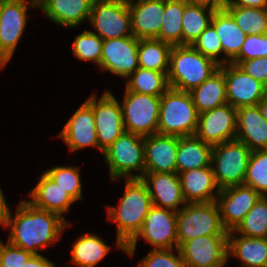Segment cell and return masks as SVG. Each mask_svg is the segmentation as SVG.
Wrapping results in <instances>:
<instances>
[{"label":"cell","instance_id":"obj_48","mask_svg":"<svg viewBox=\"0 0 267 267\" xmlns=\"http://www.w3.org/2000/svg\"><path fill=\"white\" fill-rule=\"evenodd\" d=\"M9 209L6 199L4 197V194L2 190L0 189V219L3 217L5 212Z\"/></svg>","mask_w":267,"mask_h":267},{"label":"cell","instance_id":"obj_19","mask_svg":"<svg viewBox=\"0 0 267 267\" xmlns=\"http://www.w3.org/2000/svg\"><path fill=\"white\" fill-rule=\"evenodd\" d=\"M178 136L152 134L144 136L145 172H176Z\"/></svg>","mask_w":267,"mask_h":267},{"label":"cell","instance_id":"obj_47","mask_svg":"<svg viewBox=\"0 0 267 267\" xmlns=\"http://www.w3.org/2000/svg\"><path fill=\"white\" fill-rule=\"evenodd\" d=\"M23 267H56L54 263L49 261L43 255H32Z\"/></svg>","mask_w":267,"mask_h":267},{"label":"cell","instance_id":"obj_44","mask_svg":"<svg viewBox=\"0 0 267 267\" xmlns=\"http://www.w3.org/2000/svg\"><path fill=\"white\" fill-rule=\"evenodd\" d=\"M238 66L249 76L267 87V57L242 61Z\"/></svg>","mask_w":267,"mask_h":267},{"label":"cell","instance_id":"obj_25","mask_svg":"<svg viewBox=\"0 0 267 267\" xmlns=\"http://www.w3.org/2000/svg\"><path fill=\"white\" fill-rule=\"evenodd\" d=\"M37 185L29 192L32 200H27L37 208L54 212L64 218L63 213L75 200L45 173L38 179Z\"/></svg>","mask_w":267,"mask_h":267},{"label":"cell","instance_id":"obj_31","mask_svg":"<svg viewBox=\"0 0 267 267\" xmlns=\"http://www.w3.org/2000/svg\"><path fill=\"white\" fill-rule=\"evenodd\" d=\"M110 247L95 234L79 237L72 247V262L79 267H95L109 252Z\"/></svg>","mask_w":267,"mask_h":267},{"label":"cell","instance_id":"obj_12","mask_svg":"<svg viewBox=\"0 0 267 267\" xmlns=\"http://www.w3.org/2000/svg\"><path fill=\"white\" fill-rule=\"evenodd\" d=\"M181 258L188 267H225L228 261V235H206L178 243Z\"/></svg>","mask_w":267,"mask_h":267},{"label":"cell","instance_id":"obj_15","mask_svg":"<svg viewBox=\"0 0 267 267\" xmlns=\"http://www.w3.org/2000/svg\"><path fill=\"white\" fill-rule=\"evenodd\" d=\"M224 73L227 102L238 109L254 106L267 94V87L231 62L219 66Z\"/></svg>","mask_w":267,"mask_h":267},{"label":"cell","instance_id":"obj_46","mask_svg":"<svg viewBox=\"0 0 267 267\" xmlns=\"http://www.w3.org/2000/svg\"><path fill=\"white\" fill-rule=\"evenodd\" d=\"M188 3L220 11L225 8V0H186Z\"/></svg>","mask_w":267,"mask_h":267},{"label":"cell","instance_id":"obj_35","mask_svg":"<svg viewBox=\"0 0 267 267\" xmlns=\"http://www.w3.org/2000/svg\"><path fill=\"white\" fill-rule=\"evenodd\" d=\"M228 234L267 238V196H260L244 219Z\"/></svg>","mask_w":267,"mask_h":267},{"label":"cell","instance_id":"obj_16","mask_svg":"<svg viewBox=\"0 0 267 267\" xmlns=\"http://www.w3.org/2000/svg\"><path fill=\"white\" fill-rule=\"evenodd\" d=\"M138 46L135 36L103 40L99 67L127 79L139 68Z\"/></svg>","mask_w":267,"mask_h":267},{"label":"cell","instance_id":"obj_41","mask_svg":"<svg viewBox=\"0 0 267 267\" xmlns=\"http://www.w3.org/2000/svg\"><path fill=\"white\" fill-rule=\"evenodd\" d=\"M173 251H177V255ZM138 267H188L181 258L178 248L173 249H151V251L140 261Z\"/></svg>","mask_w":267,"mask_h":267},{"label":"cell","instance_id":"obj_49","mask_svg":"<svg viewBox=\"0 0 267 267\" xmlns=\"http://www.w3.org/2000/svg\"><path fill=\"white\" fill-rule=\"evenodd\" d=\"M258 106L262 112L264 119L267 121V94L263 99L258 103Z\"/></svg>","mask_w":267,"mask_h":267},{"label":"cell","instance_id":"obj_7","mask_svg":"<svg viewBox=\"0 0 267 267\" xmlns=\"http://www.w3.org/2000/svg\"><path fill=\"white\" fill-rule=\"evenodd\" d=\"M250 155V148L237 139L212 146L211 166L220 190L244 183Z\"/></svg>","mask_w":267,"mask_h":267},{"label":"cell","instance_id":"obj_36","mask_svg":"<svg viewBox=\"0 0 267 267\" xmlns=\"http://www.w3.org/2000/svg\"><path fill=\"white\" fill-rule=\"evenodd\" d=\"M224 9L245 34L267 33V8L225 7Z\"/></svg>","mask_w":267,"mask_h":267},{"label":"cell","instance_id":"obj_28","mask_svg":"<svg viewBox=\"0 0 267 267\" xmlns=\"http://www.w3.org/2000/svg\"><path fill=\"white\" fill-rule=\"evenodd\" d=\"M211 24L214 26L222 43V50L226 55L227 64L239 54L247 34L241 30L225 9L214 12Z\"/></svg>","mask_w":267,"mask_h":267},{"label":"cell","instance_id":"obj_45","mask_svg":"<svg viewBox=\"0 0 267 267\" xmlns=\"http://www.w3.org/2000/svg\"><path fill=\"white\" fill-rule=\"evenodd\" d=\"M225 7L267 8V0H225Z\"/></svg>","mask_w":267,"mask_h":267},{"label":"cell","instance_id":"obj_21","mask_svg":"<svg viewBox=\"0 0 267 267\" xmlns=\"http://www.w3.org/2000/svg\"><path fill=\"white\" fill-rule=\"evenodd\" d=\"M146 183L154 206L178 212L179 206L187 204L184 199L179 175L174 173L145 172Z\"/></svg>","mask_w":267,"mask_h":267},{"label":"cell","instance_id":"obj_30","mask_svg":"<svg viewBox=\"0 0 267 267\" xmlns=\"http://www.w3.org/2000/svg\"><path fill=\"white\" fill-rule=\"evenodd\" d=\"M172 47L171 44L158 39H139V67L168 75Z\"/></svg>","mask_w":267,"mask_h":267},{"label":"cell","instance_id":"obj_37","mask_svg":"<svg viewBox=\"0 0 267 267\" xmlns=\"http://www.w3.org/2000/svg\"><path fill=\"white\" fill-rule=\"evenodd\" d=\"M243 184L267 196V149L251 151Z\"/></svg>","mask_w":267,"mask_h":267},{"label":"cell","instance_id":"obj_27","mask_svg":"<svg viewBox=\"0 0 267 267\" xmlns=\"http://www.w3.org/2000/svg\"><path fill=\"white\" fill-rule=\"evenodd\" d=\"M228 258L236 256L240 267H267V238H253L228 234Z\"/></svg>","mask_w":267,"mask_h":267},{"label":"cell","instance_id":"obj_10","mask_svg":"<svg viewBox=\"0 0 267 267\" xmlns=\"http://www.w3.org/2000/svg\"><path fill=\"white\" fill-rule=\"evenodd\" d=\"M89 20L103 40L133 36L128 0H94Z\"/></svg>","mask_w":267,"mask_h":267},{"label":"cell","instance_id":"obj_39","mask_svg":"<svg viewBox=\"0 0 267 267\" xmlns=\"http://www.w3.org/2000/svg\"><path fill=\"white\" fill-rule=\"evenodd\" d=\"M79 168L75 166H55L44 173L65 190L75 201L82 199Z\"/></svg>","mask_w":267,"mask_h":267},{"label":"cell","instance_id":"obj_17","mask_svg":"<svg viewBox=\"0 0 267 267\" xmlns=\"http://www.w3.org/2000/svg\"><path fill=\"white\" fill-rule=\"evenodd\" d=\"M259 198L252 187L244 184L221 189L216 201L223 227L227 231L234 230Z\"/></svg>","mask_w":267,"mask_h":267},{"label":"cell","instance_id":"obj_4","mask_svg":"<svg viewBox=\"0 0 267 267\" xmlns=\"http://www.w3.org/2000/svg\"><path fill=\"white\" fill-rule=\"evenodd\" d=\"M198 118L190 92L170 87L160 98L157 133L178 137L194 135Z\"/></svg>","mask_w":267,"mask_h":267},{"label":"cell","instance_id":"obj_5","mask_svg":"<svg viewBox=\"0 0 267 267\" xmlns=\"http://www.w3.org/2000/svg\"><path fill=\"white\" fill-rule=\"evenodd\" d=\"M112 181L120 177L142 178L145 174L144 136L124 132L103 151ZM133 171H140L138 175Z\"/></svg>","mask_w":267,"mask_h":267},{"label":"cell","instance_id":"obj_9","mask_svg":"<svg viewBox=\"0 0 267 267\" xmlns=\"http://www.w3.org/2000/svg\"><path fill=\"white\" fill-rule=\"evenodd\" d=\"M160 98L161 96L135 93L125 88L121 104L125 131L141 136L156 134Z\"/></svg>","mask_w":267,"mask_h":267},{"label":"cell","instance_id":"obj_24","mask_svg":"<svg viewBox=\"0 0 267 267\" xmlns=\"http://www.w3.org/2000/svg\"><path fill=\"white\" fill-rule=\"evenodd\" d=\"M94 0H38V7L55 24L76 27L90 17Z\"/></svg>","mask_w":267,"mask_h":267},{"label":"cell","instance_id":"obj_33","mask_svg":"<svg viewBox=\"0 0 267 267\" xmlns=\"http://www.w3.org/2000/svg\"><path fill=\"white\" fill-rule=\"evenodd\" d=\"M214 12L209 8L193 5L185 0L182 18V45L193 44L211 23Z\"/></svg>","mask_w":267,"mask_h":267},{"label":"cell","instance_id":"obj_29","mask_svg":"<svg viewBox=\"0 0 267 267\" xmlns=\"http://www.w3.org/2000/svg\"><path fill=\"white\" fill-rule=\"evenodd\" d=\"M190 94L199 114L228 103L223 71L219 68Z\"/></svg>","mask_w":267,"mask_h":267},{"label":"cell","instance_id":"obj_23","mask_svg":"<svg viewBox=\"0 0 267 267\" xmlns=\"http://www.w3.org/2000/svg\"><path fill=\"white\" fill-rule=\"evenodd\" d=\"M178 175L187 203H208L217 200L220 189L216 183L212 166L184 171ZM215 189L217 193L213 195Z\"/></svg>","mask_w":267,"mask_h":267},{"label":"cell","instance_id":"obj_2","mask_svg":"<svg viewBox=\"0 0 267 267\" xmlns=\"http://www.w3.org/2000/svg\"><path fill=\"white\" fill-rule=\"evenodd\" d=\"M125 190L117 207H108V219L117 224V246H125L140 231L148 211L153 206L148 187L142 178L125 179Z\"/></svg>","mask_w":267,"mask_h":267},{"label":"cell","instance_id":"obj_42","mask_svg":"<svg viewBox=\"0 0 267 267\" xmlns=\"http://www.w3.org/2000/svg\"><path fill=\"white\" fill-rule=\"evenodd\" d=\"M267 57V33L247 35L239 54L231 61L238 65L242 61Z\"/></svg>","mask_w":267,"mask_h":267},{"label":"cell","instance_id":"obj_22","mask_svg":"<svg viewBox=\"0 0 267 267\" xmlns=\"http://www.w3.org/2000/svg\"><path fill=\"white\" fill-rule=\"evenodd\" d=\"M236 139L251 151L267 149V121L258 105L237 109Z\"/></svg>","mask_w":267,"mask_h":267},{"label":"cell","instance_id":"obj_40","mask_svg":"<svg viewBox=\"0 0 267 267\" xmlns=\"http://www.w3.org/2000/svg\"><path fill=\"white\" fill-rule=\"evenodd\" d=\"M191 46L205 57L212 59L219 66L226 64V57L218 59L219 55L223 54L222 43L211 23Z\"/></svg>","mask_w":267,"mask_h":267},{"label":"cell","instance_id":"obj_11","mask_svg":"<svg viewBox=\"0 0 267 267\" xmlns=\"http://www.w3.org/2000/svg\"><path fill=\"white\" fill-rule=\"evenodd\" d=\"M6 0L0 17V69L12 58L27 24V10L38 7V0ZM29 7V8H28ZM28 8V9H27Z\"/></svg>","mask_w":267,"mask_h":267},{"label":"cell","instance_id":"obj_1","mask_svg":"<svg viewBox=\"0 0 267 267\" xmlns=\"http://www.w3.org/2000/svg\"><path fill=\"white\" fill-rule=\"evenodd\" d=\"M11 214L8 209L0 219L2 226L11 227L8 242L32 255H39V249L54 245L69 223L60 215L37 208L27 200L17 205L13 218Z\"/></svg>","mask_w":267,"mask_h":267},{"label":"cell","instance_id":"obj_18","mask_svg":"<svg viewBox=\"0 0 267 267\" xmlns=\"http://www.w3.org/2000/svg\"><path fill=\"white\" fill-rule=\"evenodd\" d=\"M59 137L68 145L72 152L87 146L100 149L93 113V95L74 112L68 122H66Z\"/></svg>","mask_w":267,"mask_h":267},{"label":"cell","instance_id":"obj_3","mask_svg":"<svg viewBox=\"0 0 267 267\" xmlns=\"http://www.w3.org/2000/svg\"><path fill=\"white\" fill-rule=\"evenodd\" d=\"M219 69L191 45L173 46L170 52L168 82L171 88L190 92Z\"/></svg>","mask_w":267,"mask_h":267},{"label":"cell","instance_id":"obj_50","mask_svg":"<svg viewBox=\"0 0 267 267\" xmlns=\"http://www.w3.org/2000/svg\"><path fill=\"white\" fill-rule=\"evenodd\" d=\"M5 1L6 0H0V17H1V14H2V10H3V7H4Z\"/></svg>","mask_w":267,"mask_h":267},{"label":"cell","instance_id":"obj_20","mask_svg":"<svg viewBox=\"0 0 267 267\" xmlns=\"http://www.w3.org/2000/svg\"><path fill=\"white\" fill-rule=\"evenodd\" d=\"M128 0L132 34L138 39H158L165 10L164 0Z\"/></svg>","mask_w":267,"mask_h":267},{"label":"cell","instance_id":"obj_13","mask_svg":"<svg viewBox=\"0 0 267 267\" xmlns=\"http://www.w3.org/2000/svg\"><path fill=\"white\" fill-rule=\"evenodd\" d=\"M237 109L229 103L199 114L195 136L210 145L236 139Z\"/></svg>","mask_w":267,"mask_h":267},{"label":"cell","instance_id":"obj_38","mask_svg":"<svg viewBox=\"0 0 267 267\" xmlns=\"http://www.w3.org/2000/svg\"><path fill=\"white\" fill-rule=\"evenodd\" d=\"M103 39L93 31H83L73 42V54L82 61H93L100 66Z\"/></svg>","mask_w":267,"mask_h":267},{"label":"cell","instance_id":"obj_43","mask_svg":"<svg viewBox=\"0 0 267 267\" xmlns=\"http://www.w3.org/2000/svg\"><path fill=\"white\" fill-rule=\"evenodd\" d=\"M32 256L20 247L4 244L0 240V267H23L27 260Z\"/></svg>","mask_w":267,"mask_h":267},{"label":"cell","instance_id":"obj_6","mask_svg":"<svg viewBox=\"0 0 267 267\" xmlns=\"http://www.w3.org/2000/svg\"><path fill=\"white\" fill-rule=\"evenodd\" d=\"M206 235H228L217 201L187 203L177 212L178 243Z\"/></svg>","mask_w":267,"mask_h":267},{"label":"cell","instance_id":"obj_14","mask_svg":"<svg viewBox=\"0 0 267 267\" xmlns=\"http://www.w3.org/2000/svg\"><path fill=\"white\" fill-rule=\"evenodd\" d=\"M93 113L100 150H106L124 132L122 106L110 91H105L99 100L93 94Z\"/></svg>","mask_w":267,"mask_h":267},{"label":"cell","instance_id":"obj_32","mask_svg":"<svg viewBox=\"0 0 267 267\" xmlns=\"http://www.w3.org/2000/svg\"><path fill=\"white\" fill-rule=\"evenodd\" d=\"M126 80V89L135 93L162 96L170 88L166 73L141 67Z\"/></svg>","mask_w":267,"mask_h":267},{"label":"cell","instance_id":"obj_26","mask_svg":"<svg viewBox=\"0 0 267 267\" xmlns=\"http://www.w3.org/2000/svg\"><path fill=\"white\" fill-rule=\"evenodd\" d=\"M212 145L195 135L178 137L176 173L211 166Z\"/></svg>","mask_w":267,"mask_h":267},{"label":"cell","instance_id":"obj_8","mask_svg":"<svg viewBox=\"0 0 267 267\" xmlns=\"http://www.w3.org/2000/svg\"><path fill=\"white\" fill-rule=\"evenodd\" d=\"M139 237L150 243L152 249L178 248L177 212L152 206L143 221L140 231L125 246V251L133 256Z\"/></svg>","mask_w":267,"mask_h":267},{"label":"cell","instance_id":"obj_34","mask_svg":"<svg viewBox=\"0 0 267 267\" xmlns=\"http://www.w3.org/2000/svg\"><path fill=\"white\" fill-rule=\"evenodd\" d=\"M185 0L165 1L163 21L159 32V40L172 46L182 45V18Z\"/></svg>","mask_w":267,"mask_h":267}]
</instances>
